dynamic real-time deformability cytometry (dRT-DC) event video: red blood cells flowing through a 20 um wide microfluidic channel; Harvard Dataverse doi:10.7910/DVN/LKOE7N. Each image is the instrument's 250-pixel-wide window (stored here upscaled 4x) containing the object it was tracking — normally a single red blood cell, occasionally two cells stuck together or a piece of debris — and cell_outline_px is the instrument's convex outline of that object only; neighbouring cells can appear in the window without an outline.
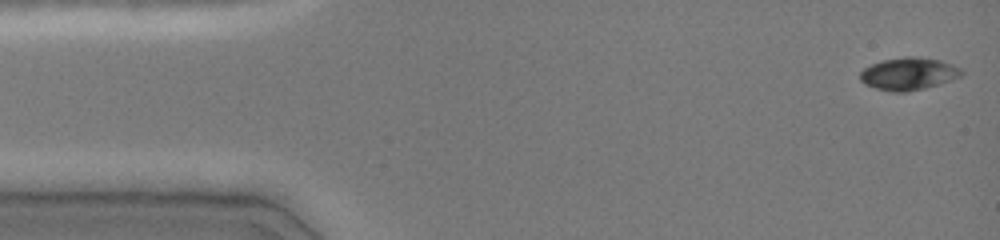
{"species": "common noctule bat (a hibernating species)", "species_latin": "Nyctalus noctula", "temperature_condition": "cold", "stored_images_in_passage": 47, "camera_frame_rate_fps": 3000, "um_per_image_px": 0.085, "animal": {"sex": "female", "body_mass_g": 19.0, "forearm_length_mm": 51.5}, "frame": {"image": 1, "passage_image": 1, "time_ms": 0.0, "image_size_px": [1000, 240], "cell_outline_px": [[964, 72], [960, 76], [940, 84], [924, 88], [904, 92], [892, 92], [876, 88], [864, 84], [860, 80], [860, 72], [864, 68], [872, 64], [884, 60], [904, 56], [916, 56], [940, 60], [952, 64], [960, 68]], "centroid_in_image_um": [77.22, 6.26], "position_along_channel_um": 7.8, "area_um2": 19.13}}
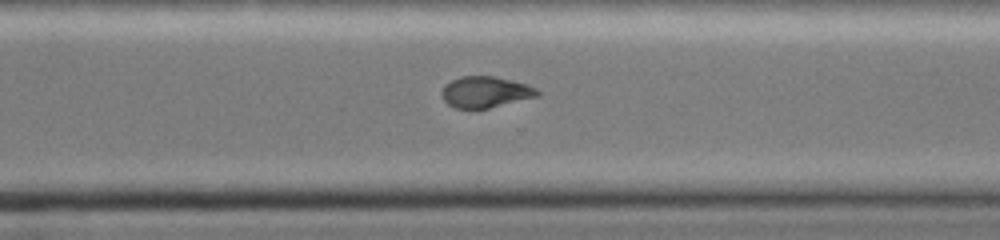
{"frame": {"image": 2, "passage_image": 33, "time_ms": 10.667, "image_size_px": [1000, 240], "cell_outline_px": [[540, 96], [488, 108], [456, 108], [448, 104], [444, 100], [440, 92], [444, 84], [460, 76], [496, 76], [524, 84], [536, 88], [540, 92]], "centroid_in_image_um": [41.24, 7.82], "position_along_channel_um": 329.4, "area_um2": 17.34}}
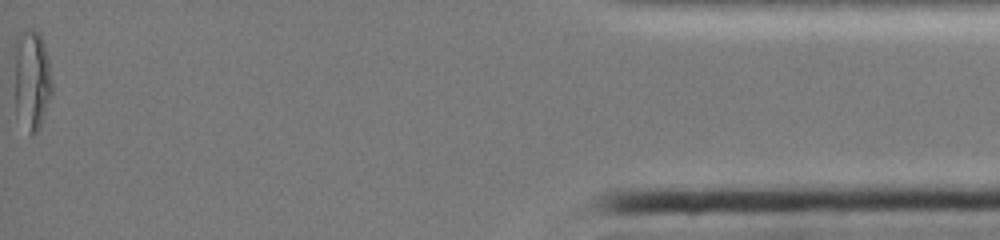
{"frame": {"image": 3, "passage_image": 47, "time_ms": 15.333, "image_size_px": [1000, 240], "cell_outline_px": [[52, 92], [40, 124], [36, 132], [32, 136], [28, 136], [16, 116], [12, 48], [12, 44], [16, 36], [24, 28], [28, 28], [36, 32], [40, 36], [44, 44], [48, 60], [52, 80]], "centroid_in_image_um": [2.62, 6.76], "position_along_channel_um": 432.6, "area_um2": 22.95}, "authors_computed_cell_mechanics": {"area_um2": 19.0162, "velocity_mm_per_s": 4.0664, "shape_relaxation_time_tau1_ms": 7.1952, "shape_relaxation_time_tau2_ms": 3.2836, "deformation_change_tau1": 0.1946, "deformation_change_tau2": 0.0759}}